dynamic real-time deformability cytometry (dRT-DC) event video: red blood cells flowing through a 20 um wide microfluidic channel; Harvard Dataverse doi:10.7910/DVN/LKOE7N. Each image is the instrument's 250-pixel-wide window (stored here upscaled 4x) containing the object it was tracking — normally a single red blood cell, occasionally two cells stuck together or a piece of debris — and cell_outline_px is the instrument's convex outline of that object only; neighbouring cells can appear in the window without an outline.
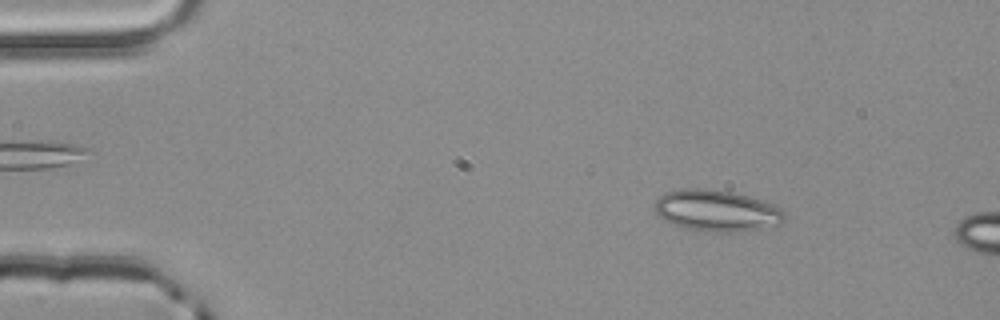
{"species": "common noctule bat (a hibernating species)", "species_latin": "Nyctalus noctula", "temperature_condition": "room temperature", "stored_images_in_passage": 2, "camera_frame_rate_fps": 3000, "um_per_image_px": 0.085, "animal": {"sex": "male", "body_mass_g": 20.4}, "frame": {"image": 1, "passage_image": 1, "time_ms": 0.0, "image_size_px": [1000, 320], "cell_outline_px": [[784, 224], [736, 232], [712, 232], [684, 228], [672, 224], [664, 220], [656, 212], [656, 200], [660, 196], [668, 192], [680, 188], [708, 188], [732, 192], [748, 196], [772, 204], [780, 208], [784, 212]], "centroid_in_image_um": [60.92, 17.91], "position_along_channel_um": 24.1, "area_um2": 31.27}}